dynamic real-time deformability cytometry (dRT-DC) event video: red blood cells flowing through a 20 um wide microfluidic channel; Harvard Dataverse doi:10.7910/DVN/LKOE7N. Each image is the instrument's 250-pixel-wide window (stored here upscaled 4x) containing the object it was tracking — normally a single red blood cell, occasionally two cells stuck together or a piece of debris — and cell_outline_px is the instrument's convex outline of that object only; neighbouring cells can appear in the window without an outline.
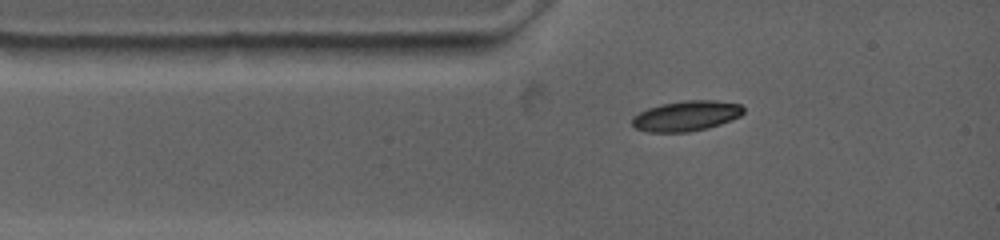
{"species": "common noctule bat (a hibernating species)", "species_latin": "Nyctalus noctula", "temperature_condition": "warm", "stored_images_in_passage": 5, "camera_frame_rate_fps": 4500, "um_per_image_px": 0.085, "animal": {"sex": "female", "body_mass_g": 19.0, "forearm_length_mm": 53.3}, "frame": {"image": 1, "passage_image": 1, "time_ms": 0.0, "image_size_px": [1000, 240], "cell_outline_px": [[744, 112], [740, 116], [732, 120], [708, 128], [688, 132], [648, 132], [636, 128], [632, 124], [632, 116], [648, 108], [660, 104], [684, 100], [716, 100], [740, 104], [744, 108]], "centroid_in_image_um": [58.34, 9.85], "position_along_channel_um": 26.7, "area_um2": 19.77}}
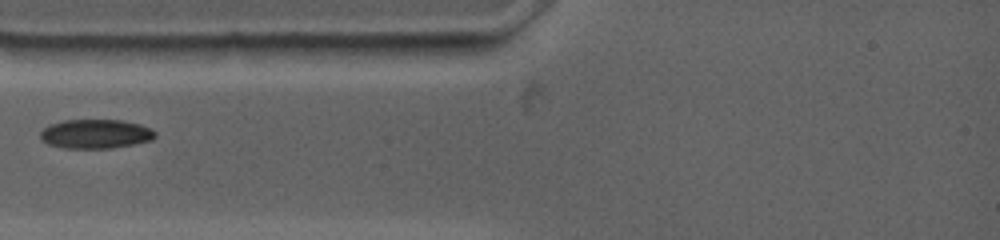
{"frame": {"image": 2, "passage_image": 3, "time_ms": 1.556, "image_size_px": [1000, 240], "cell_outline_px": [[156, 136], [152, 140], [112, 148], [64, 148], [48, 144], [40, 140], [40, 132], [48, 124], [64, 120], [120, 120], [140, 124], [152, 128], [156, 132]], "centroid_in_image_um": [8.11, 11.38], "position_along_channel_um": 76.9, "area_um2": 19.65}}
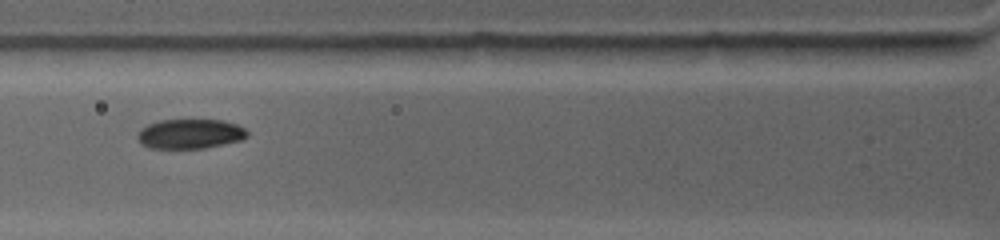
{"frame": {"image": 3, "passage_image": 4, "time_ms": 2.444, "image_size_px": [1000, 240], "cell_outline_px": [[248, 136], [244, 140], [204, 148], [148, 148], [140, 144], [136, 136], [136, 132], [140, 128], [148, 124], [160, 120], [224, 120], [236, 124], [244, 128], [248, 132]], "centroid_in_image_um": [16.13, 11.38], "position_along_channel_um": 109.7, "area_um2": 19.25}}